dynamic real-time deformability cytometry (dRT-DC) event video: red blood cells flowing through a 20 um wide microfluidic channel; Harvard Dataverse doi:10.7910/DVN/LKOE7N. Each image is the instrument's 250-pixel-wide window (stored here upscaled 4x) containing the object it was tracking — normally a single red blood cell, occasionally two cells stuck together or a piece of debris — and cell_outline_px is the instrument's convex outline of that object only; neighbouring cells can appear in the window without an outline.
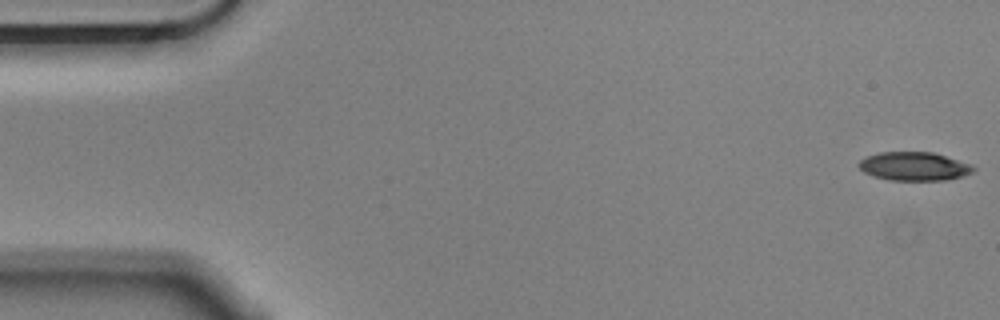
{"species": "Egyptian fruit bat (a non-hibernating species)", "species_latin": "Rousettus aegyptiacus", "temperature_condition": "cold", "stored_images_in_passage": 56, "camera_frame_rate_fps": 3000, "um_per_image_px": 0.085, "animal": {"sex": "male"}, "frame": {"image": 1, "passage_image": 1, "time_ms": 0.0, "image_size_px": [1000, 320], "cell_outline_px": [[976, 168], [972, 172], [960, 176], [944, 180], [888, 180], [872, 176], [864, 172], [856, 164], [864, 156], [880, 152], [932, 152], [972, 164]], "centroid_in_image_um": [77.65, 14.13], "position_along_channel_um": 7.4, "area_um2": 19.13}}
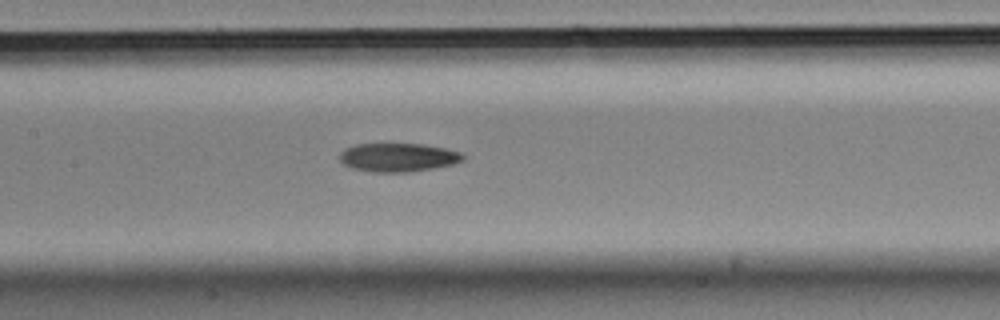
{"frame": {"image": 2, "passage_image": 26, "time_ms": 8.333, "image_size_px": [1000, 320], "cell_outline_px": [[464, 160], [452, 164], [432, 168], [408, 172], [372, 172], [352, 168], [344, 164], [340, 160], [340, 152], [344, 148], [356, 144], [420, 144], [444, 148], [460, 152], [464, 156]], "centroid_in_image_um": [33.8, 13.38], "position_along_channel_um": 173.6, "area_um2": 20.4}}
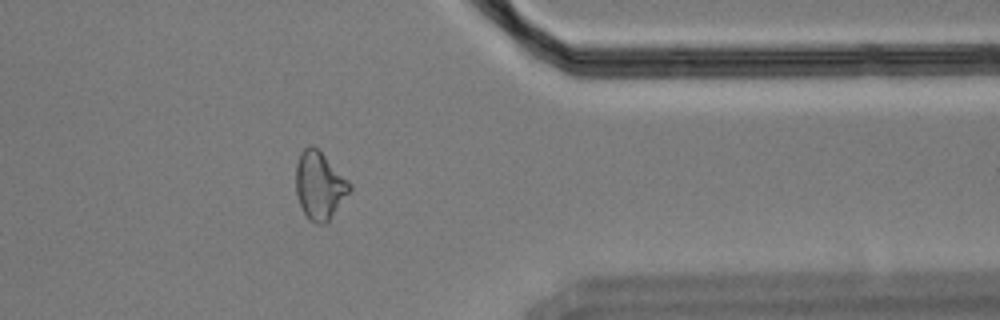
{"frame": {"image": 3, "passage_image": 45, "time_ms": 14.667, "image_size_px": [1000, 320], "cell_outline_px": [[352, 188], [328, 220], [324, 224], [316, 224], [308, 220], [300, 204], [296, 192], [296, 164], [300, 152], [308, 144], [312, 144], [352, 184]], "centroid_in_image_um": [27.13, 15.76], "position_along_channel_um": 384.3, "area_um2": 20.87}, "authors_computed_cell_mechanics": {"area_um2": 20.7502, "velocity_mm_per_s": 3.5523, "shape_relaxation_time_tau1_ms": 5.7282, "shape_relaxation_time_tau2_ms": 8.7216, "deformation_change_tau1": 0.1736, "deformation_change_tau2": 0.1966}}